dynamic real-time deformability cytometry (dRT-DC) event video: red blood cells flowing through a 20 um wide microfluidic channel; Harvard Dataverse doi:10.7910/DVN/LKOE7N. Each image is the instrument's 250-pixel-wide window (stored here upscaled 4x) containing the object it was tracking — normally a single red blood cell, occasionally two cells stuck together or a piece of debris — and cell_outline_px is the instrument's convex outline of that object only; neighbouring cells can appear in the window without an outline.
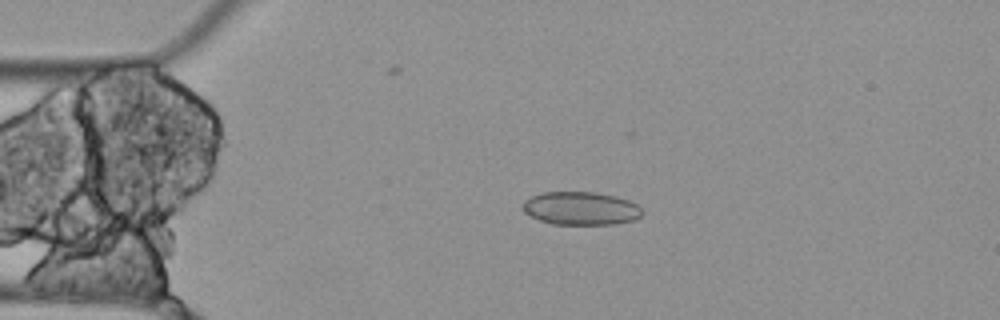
{"species": "Egyptian fruit bat (a non-hibernating species)", "species_latin": "Rousettus aegyptiacus", "temperature_condition": "cold", "stored_images_in_passage": 2, "camera_frame_rate_fps": 3000, "um_per_image_px": 0.085, "animal": {"sex": "female"}, "frame": {"image": 1, "passage_image": 1, "time_ms": 0.0, "image_size_px": [1000, 320], "cell_outline_px": [[644, 212], [640, 216], [632, 220], [612, 224], [552, 224], [540, 220], [524, 212], [520, 208], [524, 200], [532, 196], [544, 192], [596, 192], [616, 196], [628, 200], [636, 204]], "centroid_in_image_um": [49.34, 17.7], "position_along_channel_um": 35.7, "area_um2": 23.06}}